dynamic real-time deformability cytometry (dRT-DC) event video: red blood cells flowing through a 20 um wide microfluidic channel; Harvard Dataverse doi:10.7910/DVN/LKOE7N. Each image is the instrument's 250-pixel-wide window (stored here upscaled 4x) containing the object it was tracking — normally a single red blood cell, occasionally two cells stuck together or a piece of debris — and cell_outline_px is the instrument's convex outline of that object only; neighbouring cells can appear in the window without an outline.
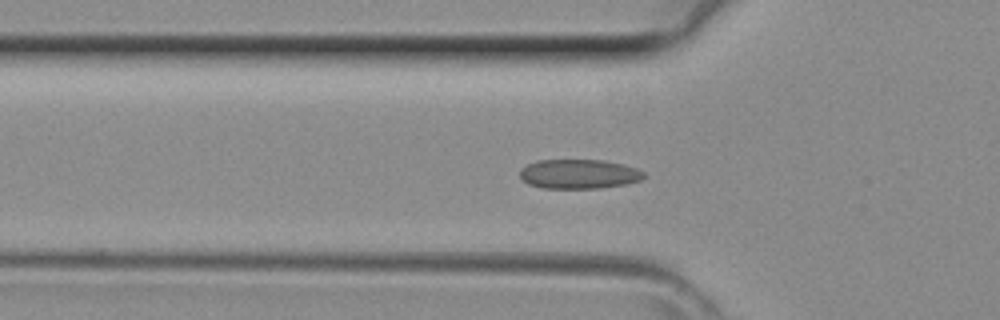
{"species": "common noctule bat (a hibernating species)", "species_latin": "Nyctalus noctula", "temperature_condition": "room temperature", "stored_images_in_passage": 26, "camera_frame_rate_fps": 3000, "um_per_image_px": 0.085, "animal": {"sex": "female", "body_mass_g": 29.2, "forearm_length_mm": 56.3}, "frame": {"image": 1, "passage_image": 3, "time_ms": 0.667, "image_size_px": [1000, 320], "cell_outline_px": [[644, 176], [640, 180], [628, 184], [600, 188], [540, 188], [528, 184], [520, 176], [520, 168], [536, 160], [604, 160], [624, 164], [636, 168], [644, 172]], "centroid_in_image_um": [49.2, 14.79], "position_along_channel_um": 76.6, "area_um2": 21.39}}
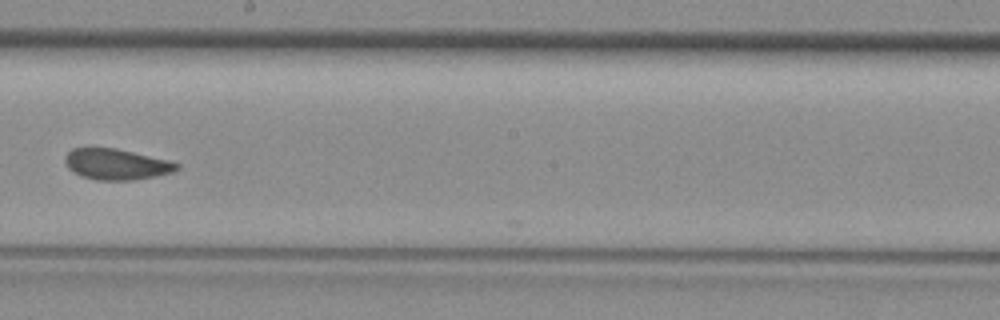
{"frame": {"image": 2, "passage_image": 13, "time_ms": 4.0, "image_size_px": [1000, 320], "cell_outline_px": [[180, 168], [172, 172], [156, 176], [132, 180], [96, 180], [80, 176], [72, 172], [68, 168], [64, 160], [64, 156], [72, 148], [116, 148], [172, 160], [180, 164]], "centroid_in_image_um": [9.9, 13.96], "position_along_channel_um": 238.3, "area_um2": 20.4}}
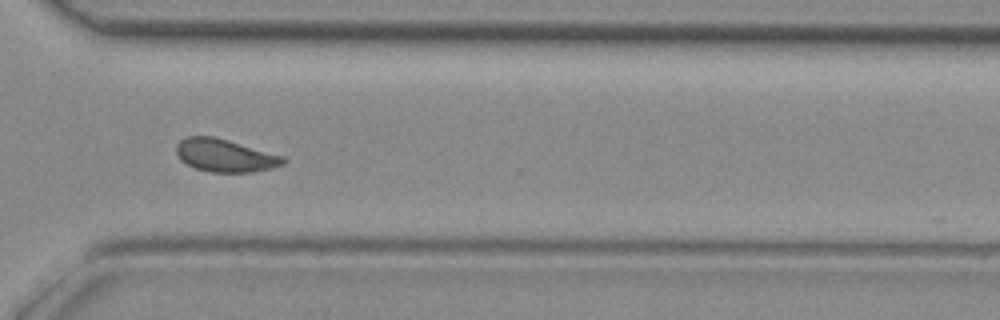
{"frame": {"image": 3, "passage_image": 20, "time_ms": 6.333, "image_size_px": [1000, 320], "cell_outline_px": [[288, 160], [284, 164], [252, 172], [208, 172], [196, 168], [180, 160], [176, 152], [176, 144], [180, 140], [188, 136], [216, 136], [284, 156]], "centroid_in_image_um": [19.12, 13.2], "position_along_channel_um": 351.5, "area_um2": 20.52}}